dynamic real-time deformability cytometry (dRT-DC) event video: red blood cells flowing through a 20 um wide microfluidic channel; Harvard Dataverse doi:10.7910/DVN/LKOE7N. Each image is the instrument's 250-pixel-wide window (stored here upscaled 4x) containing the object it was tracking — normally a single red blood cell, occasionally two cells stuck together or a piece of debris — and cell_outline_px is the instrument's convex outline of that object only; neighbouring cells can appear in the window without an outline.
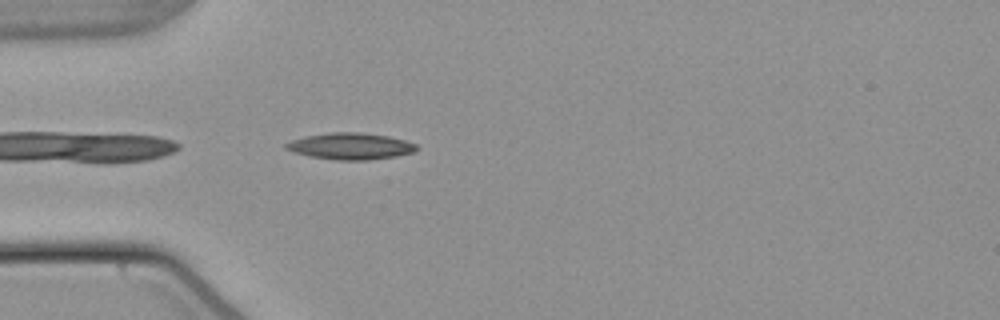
{"species": "common noctule bat (a hibernating species)", "species_latin": "Nyctalus noctula", "temperature_condition": "warm", "stored_images_in_passage": 22, "camera_frame_rate_fps": 3000, "um_per_image_px": 0.085, "animal": {"sex": "male", "body_mass_g": 21.5, "forearm_length_mm": 52.0}, "frame": {"image": 1, "passage_image": 1, "time_ms": 0.0, "image_size_px": [1000, 320], "cell_outline_px": [[420, 148], [416, 152], [396, 156], [368, 160], [336, 160], [308, 156], [292, 152], [284, 148], [284, 144], [292, 140], [308, 136], [332, 132], [360, 132], [388, 136], [404, 140], [416, 144]], "centroid_in_image_um": [29.81, 12.43], "position_along_channel_um": 55.2, "area_um2": 20.29}}